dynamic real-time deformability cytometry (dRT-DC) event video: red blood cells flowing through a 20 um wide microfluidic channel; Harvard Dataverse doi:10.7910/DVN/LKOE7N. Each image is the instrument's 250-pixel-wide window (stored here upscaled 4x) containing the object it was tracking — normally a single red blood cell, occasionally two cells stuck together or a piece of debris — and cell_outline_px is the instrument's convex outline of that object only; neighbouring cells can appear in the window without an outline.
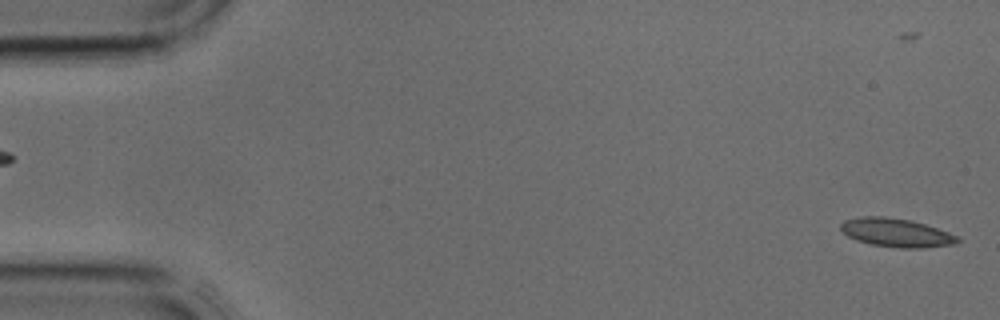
{"species": "common noctule bat (a hibernating species)", "species_latin": "Nyctalus noctula", "temperature_condition": "cold", "stored_images_in_passage": 4, "segment_of_instrument_passage": [2, 2], "camera_frame_rate_fps": 3000, "um_per_image_px": 0.085, "animal": {"sex": "male", "body_mass_g": 17.9, "forearm_length_mm": 54.2}, "frame": {"image": 1, "passage_image": 4, "time_ms": 1.0, "image_size_px": [1000, 320], "cell_outline_px": [[960, 240], [956, 244], [924, 248], [900, 248], [872, 244], [856, 240], [848, 236], [840, 228], [840, 224], [844, 220], [864, 216], [884, 216], [912, 220], [960, 236]], "centroid_in_image_um": [76.21, 19.78], "position_along_channel_um": 8.8, "area_um2": 19.48}}